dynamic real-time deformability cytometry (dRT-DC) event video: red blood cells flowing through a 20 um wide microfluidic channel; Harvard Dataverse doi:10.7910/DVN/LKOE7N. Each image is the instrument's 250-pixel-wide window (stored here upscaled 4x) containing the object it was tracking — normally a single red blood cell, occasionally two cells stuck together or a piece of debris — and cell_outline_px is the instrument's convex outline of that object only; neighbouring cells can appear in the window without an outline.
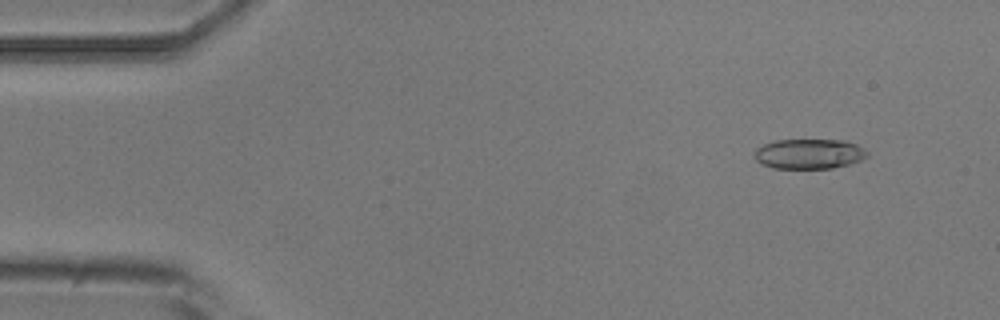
{"species": "common noctule bat (a hibernating species)", "species_latin": "Nyctalus noctula", "temperature_condition": "room temperature", "stored_images_in_passage": 4, "camera_frame_rate_fps": 3000, "um_per_image_px": 0.085, "animal": {"sex": "male", "body_mass_g": 20.5, "forearm_length_mm": 52.5}, "frame": {"image": 1, "passage_image": 2, "time_ms": 1.0, "image_size_px": [1000, 320], "cell_outline_px": [[868, 156], [860, 160], [848, 164], [832, 168], [772, 168], [760, 164], [752, 156], [756, 148], [764, 144], [776, 140], [844, 140], [856, 144], [864, 148], [868, 152]], "centroid_in_image_um": [68.74, 13.08], "position_along_channel_um": 16.3, "area_um2": 19.83}}
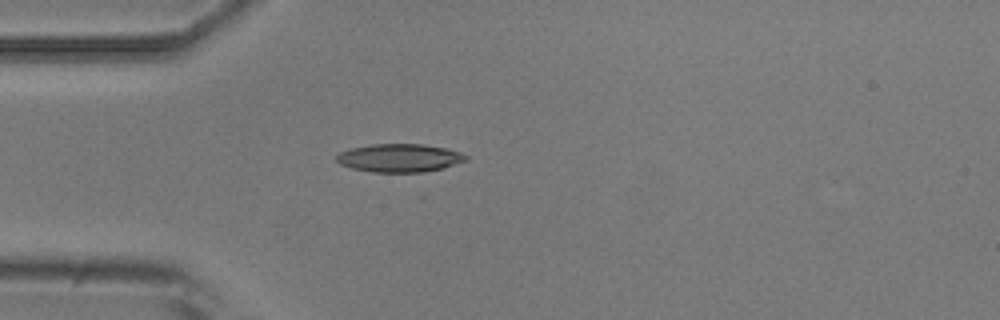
{"frame": {"image": 2, "passage_image": 4, "time_ms": 4.333, "image_size_px": [1000, 320], "cell_outline_px": [[468, 160], [444, 168], [424, 172], [372, 172], [352, 168], [340, 164], [336, 160], [336, 156], [340, 152], [352, 148], [372, 144], [424, 144], [448, 148], [460, 152], [468, 156]], "centroid_in_image_um": [34.0, 13.42], "position_along_channel_um": 51.0, "area_um2": 21.39}}